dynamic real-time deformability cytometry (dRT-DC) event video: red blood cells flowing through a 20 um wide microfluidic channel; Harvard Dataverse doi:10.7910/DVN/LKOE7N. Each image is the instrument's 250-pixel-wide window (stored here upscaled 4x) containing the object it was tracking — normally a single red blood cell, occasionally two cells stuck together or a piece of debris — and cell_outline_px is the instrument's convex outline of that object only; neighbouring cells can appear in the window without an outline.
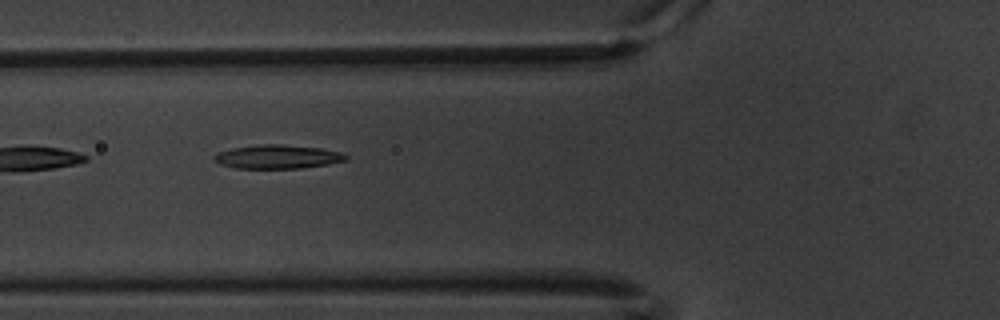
{"species": "common noctule bat (a hibernating species)", "species_latin": "Nyctalus noctula", "temperature_condition": "warm", "stored_images_in_passage": 6, "camera_frame_rate_fps": 3000, "um_per_image_px": 0.085, "animal": {"sex": "male", "body_mass_g": 20.1, "forearm_length_mm": 53.5}, "frame": {"image": 1, "passage_image": 4, "time_ms": 1.0, "image_size_px": [1000, 320], "cell_outline_px": [[348, 160], [328, 164], [300, 168], [236, 168], [220, 164], [212, 160], [212, 156], [216, 152], [232, 148], [260, 144], [284, 144], [320, 148], [340, 152], [348, 156]], "centroid_in_image_um": [23.55, 13.32], "position_along_channel_um": 102.2, "area_um2": 18.38}}